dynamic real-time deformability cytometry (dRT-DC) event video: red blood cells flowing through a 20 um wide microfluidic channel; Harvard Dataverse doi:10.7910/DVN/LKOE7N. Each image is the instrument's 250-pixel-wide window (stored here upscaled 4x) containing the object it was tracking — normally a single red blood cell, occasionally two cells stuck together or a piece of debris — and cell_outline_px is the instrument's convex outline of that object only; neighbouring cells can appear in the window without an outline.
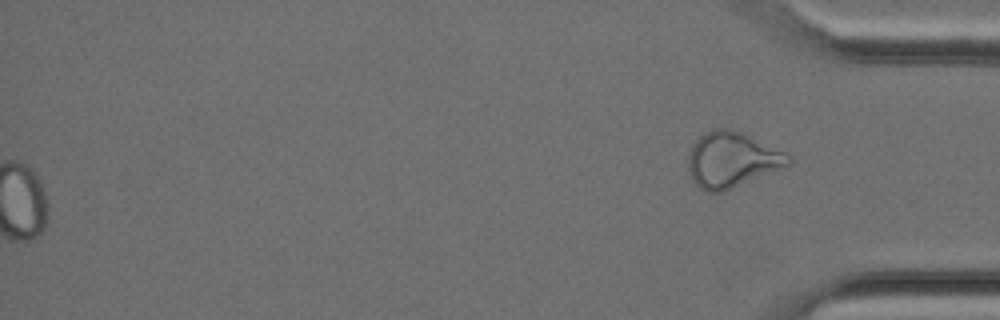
{"species": "Egyptian fruit bat (a non-hibernating species)", "species_latin": "Rousettus aegyptiacus", "temperature_condition": "cold", "stored_images_in_passage": 28, "segment_of_instrument_passage": [2, 2], "camera_frame_rate_fps": 3000, "um_per_image_px": 0.085, "animal": {"sex": "female"}, "frame": {"image": 1, "passage_image": 28, "time_ms": 9.0, "image_size_px": [1000, 320], "cell_outline_px": [[792, 164], [784, 168], [724, 192], [708, 192], [700, 188], [692, 180], [688, 168], [688, 156], [696, 140], [704, 132], [712, 128], [728, 128], [740, 132], [792, 156]], "centroid_in_image_um": [62.21, 13.6], "position_along_channel_um": 373.0, "area_um2": 32.37}}